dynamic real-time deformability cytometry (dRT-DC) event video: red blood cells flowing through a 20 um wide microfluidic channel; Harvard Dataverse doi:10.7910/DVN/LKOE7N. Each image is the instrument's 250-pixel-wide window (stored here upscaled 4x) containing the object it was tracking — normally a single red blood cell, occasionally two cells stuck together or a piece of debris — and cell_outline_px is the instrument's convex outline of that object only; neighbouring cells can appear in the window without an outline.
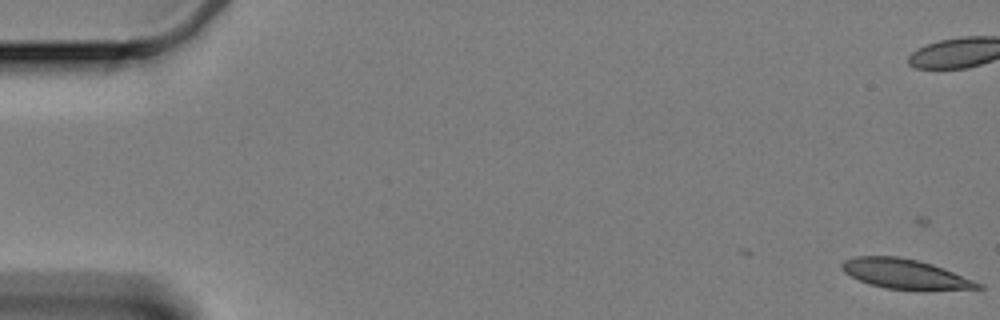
{"species": "Egyptian fruit bat (a non-hibernating species)", "species_latin": "Rousettus aegyptiacus", "temperature_condition": "cold", "stored_images_in_passage": 2, "camera_frame_rate_fps": 3000, "um_per_image_px": 0.085, "animal": {"sex": "female"}, "frame": {"image": 1, "passage_image": 2, "time_ms": 0.333, "image_size_px": [1000, 320], "cell_outline_px": [[984, 288], [924, 292], [884, 288], [868, 284], [844, 272], [840, 268], [840, 264], [844, 260], [852, 256], [896, 256], [916, 260], [932, 264], [944, 268], [984, 284]], "centroid_in_image_um": [76.98, 23.32], "position_along_channel_um": 8.0, "area_um2": 24.33}}